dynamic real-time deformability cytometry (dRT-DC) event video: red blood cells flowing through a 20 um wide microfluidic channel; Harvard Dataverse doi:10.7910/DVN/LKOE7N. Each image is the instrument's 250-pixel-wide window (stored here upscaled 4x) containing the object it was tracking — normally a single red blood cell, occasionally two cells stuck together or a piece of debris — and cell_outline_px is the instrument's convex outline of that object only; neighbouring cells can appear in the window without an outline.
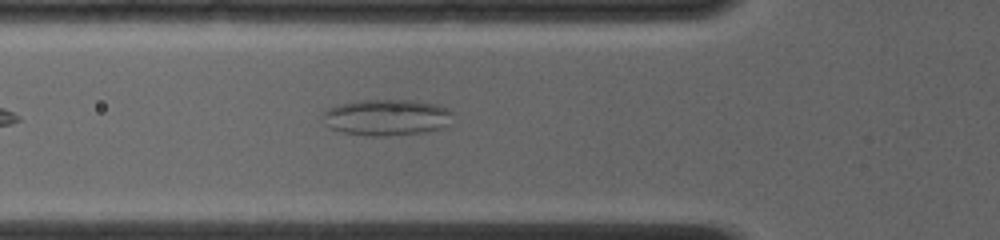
{"species": "common noctule bat (a hibernating species)", "species_latin": "Nyctalus noctula", "temperature_condition": "room temperature", "stored_images_in_passage": 5, "camera_frame_rate_fps": 4000, "um_per_image_px": 0.085, "animal": {"sex": "female", "body_mass_g": 19.0, "forearm_length_mm": 56.7}, "frame": {"image": 1, "passage_image": 3, "time_ms": 1.0, "image_size_px": [1000, 240], "cell_outline_px": [[452, 112], [448, 124], [440, 128], [424, 132], [384, 136], [372, 136], [344, 132], [332, 128], [324, 124], [324, 112], [328, 108], [340, 104], [364, 100], [408, 100], [436, 104], [448, 108]], "centroid_in_image_um": [32.87, 9.97], "position_along_channel_um": 92.9, "area_um2": 27.05}}